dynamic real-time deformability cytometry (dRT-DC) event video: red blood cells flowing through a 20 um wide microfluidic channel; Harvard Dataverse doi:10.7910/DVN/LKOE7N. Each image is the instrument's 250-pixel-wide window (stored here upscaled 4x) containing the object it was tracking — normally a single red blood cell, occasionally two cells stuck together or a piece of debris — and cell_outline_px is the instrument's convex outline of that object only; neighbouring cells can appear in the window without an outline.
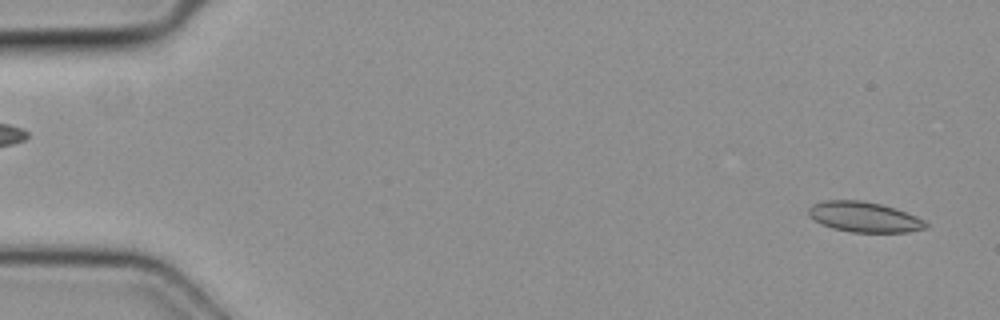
{"species": "common noctule bat (a hibernating species)", "species_latin": "Nyctalus noctula", "temperature_condition": "cold", "stored_images_in_passage": 47, "camera_frame_rate_fps": 3000, "um_per_image_px": 0.085, "animal": {"sex": "female", "body_mass_g": 19.3, "forearm_length_mm": 54.1}, "frame": {"image": 1, "passage_image": 1, "time_ms": 0.0, "image_size_px": [1000, 320], "cell_outline_px": [[928, 224], [924, 228], [908, 232], [852, 232], [832, 228], [820, 224], [808, 216], [808, 208], [812, 204], [824, 200], [860, 200], [880, 204], [916, 216], [924, 220]], "centroid_in_image_um": [73.39, 18.44], "position_along_channel_um": 11.6, "area_um2": 20.58}}
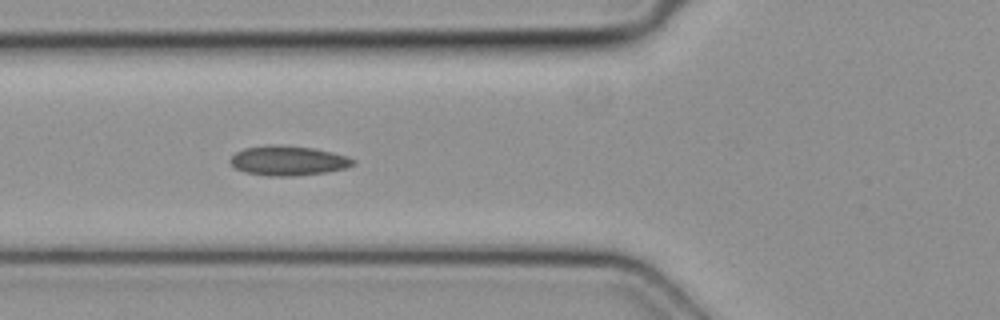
{"frame": {"image": 2, "passage_image": 17, "time_ms": 5.333, "image_size_px": [1000, 320], "cell_outline_px": [[356, 164], [344, 168], [328, 172], [296, 176], [268, 176], [244, 172], [236, 168], [228, 160], [236, 152], [244, 148], [312, 148], [332, 152], [348, 156], [356, 160]], "centroid_in_image_um": [24.55, 13.72], "position_along_channel_um": 101.2, "area_um2": 20.35}}
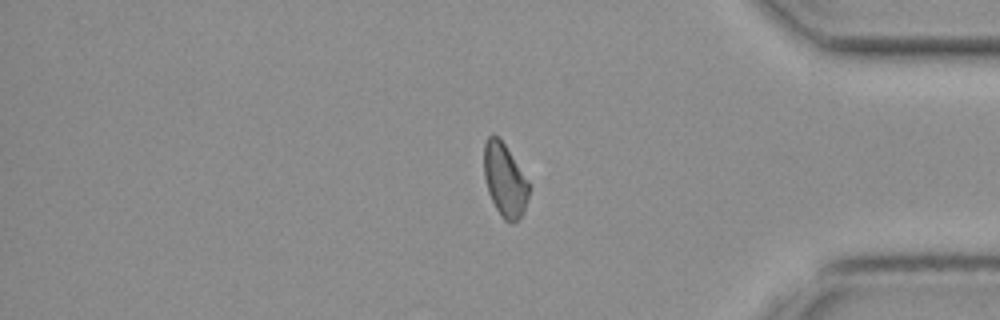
{"frame": {"image": 3, "passage_image": 39, "time_ms": 12.667, "image_size_px": [1000, 320], "cell_outline_px": [[532, 188], [524, 212], [512, 224], [504, 220], [500, 216], [488, 192], [484, 176], [484, 144], [488, 136], [492, 132], [504, 144], [528, 180]], "centroid_in_image_um": [42.92, 15.33], "position_along_channel_um": 392.3, "area_um2": 19.31}}